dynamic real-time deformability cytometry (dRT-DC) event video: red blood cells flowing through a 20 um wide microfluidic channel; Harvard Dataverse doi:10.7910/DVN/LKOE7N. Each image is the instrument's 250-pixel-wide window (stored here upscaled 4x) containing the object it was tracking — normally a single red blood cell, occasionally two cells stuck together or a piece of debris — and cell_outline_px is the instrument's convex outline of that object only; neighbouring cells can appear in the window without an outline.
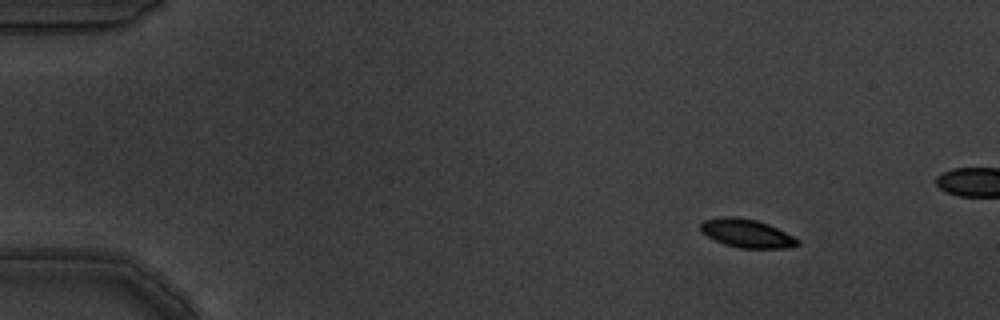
{"species": "common noctule bat (a hibernating species)", "species_latin": "Nyctalus noctula", "temperature_condition": "warm", "stored_images_in_passage": 3, "camera_frame_rate_fps": 3000, "um_per_image_px": 0.085, "animal": {"sex": "male", "body_mass_g": 19.5, "forearm_length_mm": 54.6}, "frame": {"image": 1, "passage_image": 1, "time_ms": 0.0, "image_size_px": [1000, 320], "cell_outline_px": [[800, 244], [784, 248], [740, 248], [724, 244], [700, 232], [700, 224], [704, 220], [720, 216], [736, 216], [756, 220], [768, 224], [800, 240]], "centroid_in_image_um": [63.43, 19.82], "position_along_channel_um": 21.6, "area_um2": 16.01}}